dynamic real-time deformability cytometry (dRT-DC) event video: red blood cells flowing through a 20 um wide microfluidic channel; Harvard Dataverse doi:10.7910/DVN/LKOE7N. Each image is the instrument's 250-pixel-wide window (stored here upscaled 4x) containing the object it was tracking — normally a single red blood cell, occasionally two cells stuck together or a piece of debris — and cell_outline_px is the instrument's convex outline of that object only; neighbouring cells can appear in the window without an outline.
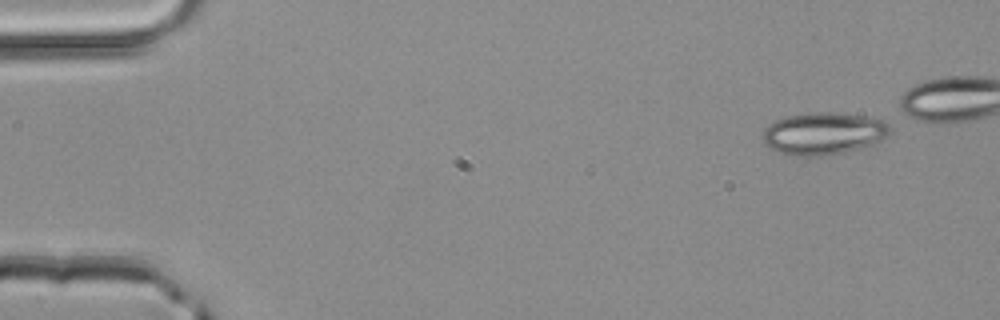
{"species": "common noctule bat (a hibernating species)", "species_latin": "Nyctalus noctula", "temperature_condition": "room temperature", "stored_images_in_passage": 41, "camera_frame_rate_fps": 3000, "um_per_image_px": 0.085, "animal": {"sex": "male", "body_mass_g": 20.4}, "frame": {"image": 1, "passage_image": 1, "time_ms": 0.0, "image_size_px": [1000, 320], "cell_outline_px": [[892, 128], [888, 136], [876, 144], [844, 152], [824, 156], [792, 156], [780, 152], [764, 144], [760, 136], [764, 128], [776, 120], [788, 116], [812, 112], [832, 112], [864, 116], [892, 120]], "centroid_in_image_um": [70.07, 11.34], "position_along_channel_um": 14.9, "area_um2": 32.02}}
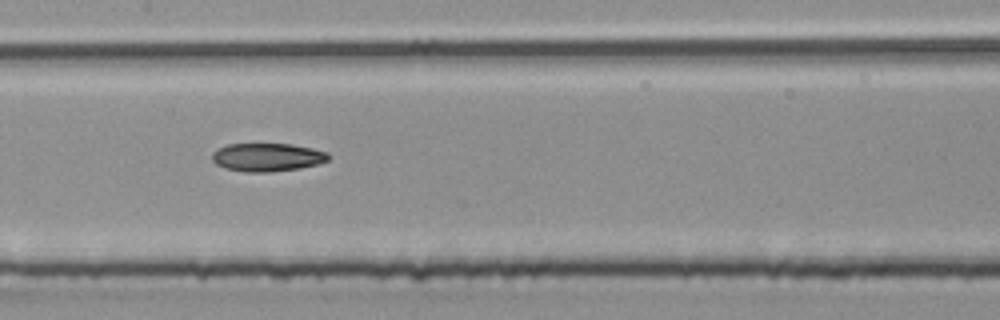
{"frame": {"image": 2, "passage_image": 22, "time_ms": 7.0, "image_size_px": [1000, 320], "cell_outline_px": [[328, 160], [320, 164], [300, 168], [272, 172], [244, 172], [224, 168], [216, 164], [212, 160], [212, 152], [216, 148], [228, 144], [292, 144], [312, 148], [328, 152]], "centroid_in_image_um": [22.7, 13.37], "position_along_channel_um": 184.7, "area_um2": 19.36}}
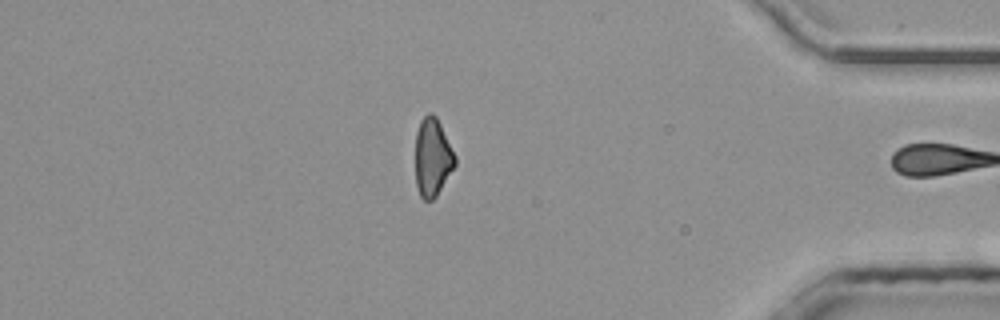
{"frame": {"image": 3, "passage_image": 40, "time_ms": 13.0, "image_size_px": [1000, 320], "cell_outline_px": [[456, 164], [436, 196], [432, 200], [424, 200], [420, 196], [416, 184], [416, 132], [420, 120], [428, 112], [432, 112], [436, 116], [456, 156]], "centroid_in_image_um": [36.76, 13.35], "position_along_channel_um": 398.4, "area_um2": 17.98}, "authors_computed_cell_mechanics": {"area_um2": 19.652, "velocity_mm_per_s": 4.1732, "shape_relaxation_time_tau1_ms": null, "shape_relaxation_time_tau2_ms": 3.7174, "deformation_change_tau1": null, "deformation_change_tau2": 0.1007}}